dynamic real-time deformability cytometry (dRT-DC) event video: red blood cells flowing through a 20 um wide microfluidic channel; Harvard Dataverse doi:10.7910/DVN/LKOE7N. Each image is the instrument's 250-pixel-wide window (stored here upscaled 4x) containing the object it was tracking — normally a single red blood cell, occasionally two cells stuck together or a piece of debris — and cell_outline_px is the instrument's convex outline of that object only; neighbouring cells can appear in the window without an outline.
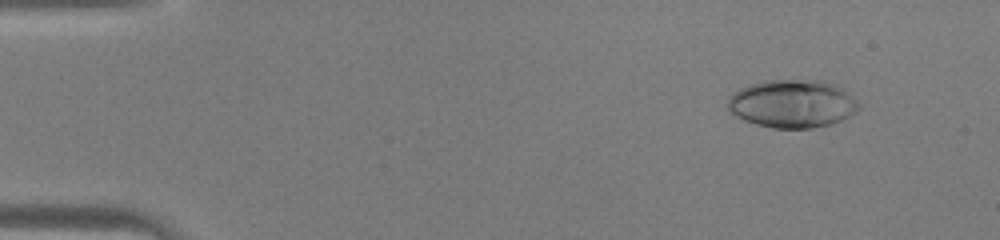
{"species": "human", "species_latin": "Homo sapiens", "temperature_condition": "warm", "stored_images_in_passage": 45, "camera_frame_rate_fps": 3000, "um_per_image_px": 0.085, "donor": {"sex": "male"}, "frame": {"image": 1, "passage_image": 5, "time_ms": 1.333, "image_size_px": [1000, 240], "cell_outline_px": [[860, 108], [856, 112], [832, 124], [812, 128], [772, 128], [756, 124], [744, 120], [736, 116], [728, 108], [728, 100], [740, 88], [748, 84], [764, 80], [824, 80], [836, 84], [856, 100], [860, 104]], "centroid_in_image_um": [67.36, 8.81], "position_along_channel_um": 17.6, "area_um2": 36.65}}
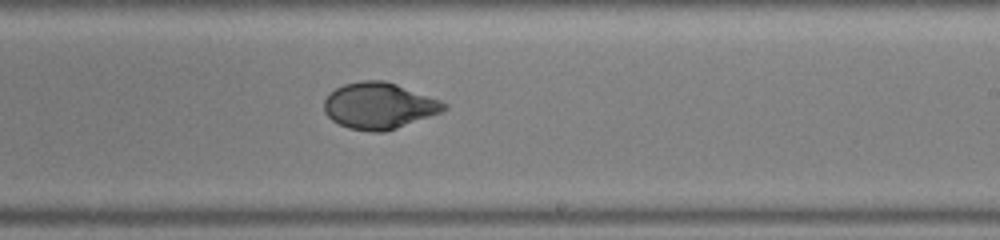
{"frame": {"image": 2, "passage_image": 28, "time_ms": 9.0, "image_size_px": [1000, 240], "cell_outline_px": [[448, 108], [444, 112], [384, 132], [372, 132], [348, 128], [332, 120], [324, 112], [324, 100], [336, 88], [344, 84], [364, 80], [384, 80], [396, 84], [440, 100], [448, 104]], "centroid_in_image_um": [32.24, 9.0], "position_along_channel_um": 256.8, "area_um2": 32.31}}
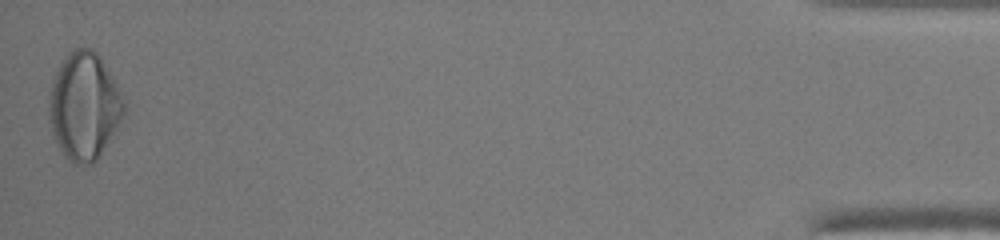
{"frame": {"image": 3, "passage_image": 45, "time_ms": 14.667, "image_size_px": [1000, 240], "cell_outline_px": [[124, 112], [116, 128], [96, 160], [92, 164], [76, 164], [68, 160], [64, 156], [52, 132], [48, 120], [48, 104], [52, 80], [60, 64], [68, 52], [72, 48], [92, 48], [100, 56], [112, 76], [124, 104]], "centroid_in_image_um": [7.11, 9.0], "position_along_channel_um": 428.1, "area_um2": 46.36}}